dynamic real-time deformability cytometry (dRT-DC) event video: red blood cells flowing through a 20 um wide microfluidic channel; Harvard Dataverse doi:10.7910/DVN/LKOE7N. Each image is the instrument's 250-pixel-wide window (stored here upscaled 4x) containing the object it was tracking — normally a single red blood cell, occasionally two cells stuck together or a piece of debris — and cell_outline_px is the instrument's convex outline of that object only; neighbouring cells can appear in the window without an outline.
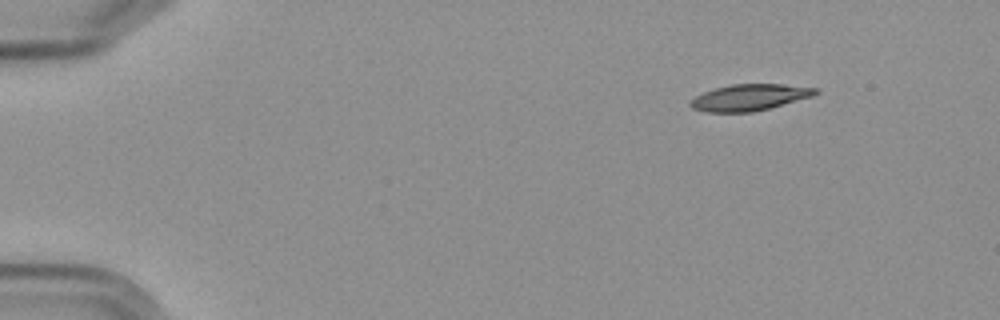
{"species": "Egyptian fruit bat (a non-hibernating species)", "species_latin": "Rousettus aegyptiacus", "temperature_condition": "cold", "stored_images_in_passage": 4, "camera_frame_rate_fps": 3000, "um_per_image_px": 0.085, "frame": {"image": 1, "passage_image": 1, "time_ms": 0.0, "image_size_px": [1000, 320], "cell_outline_px": [[820, 92], [812, 96], [768, 108], [752, 112], [704, 112], [692, 108], [688, 104], [688, 100], [704, 92], [716, 88], [732, 84], [784, 84], [820, 88]], "centroid_in_image_um": [63.69, 8.27], "position_along_channel_um": 21.3, "area_um2": 19.25}}
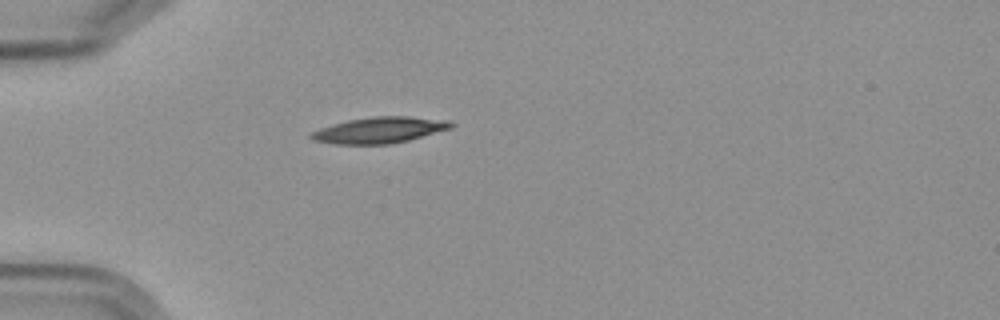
{"frame": {"image": 2, "passage_image": 4, "time_ms": 3.333, "image_size_px": [1000, 320], "cell_outline_px": [[452, 128], [408, 140], [392, 144], [336, 144], [312, 140], [308, 136], [312, 132], [320, 128], [332, 124], [348, 120], [372, 116], [408, 116], [448, 120], [452, 124]], "centroid_in_image_um": [32.23, 11.05], "position_along_channel_um": 52.8, "area_um2": 21.21}}